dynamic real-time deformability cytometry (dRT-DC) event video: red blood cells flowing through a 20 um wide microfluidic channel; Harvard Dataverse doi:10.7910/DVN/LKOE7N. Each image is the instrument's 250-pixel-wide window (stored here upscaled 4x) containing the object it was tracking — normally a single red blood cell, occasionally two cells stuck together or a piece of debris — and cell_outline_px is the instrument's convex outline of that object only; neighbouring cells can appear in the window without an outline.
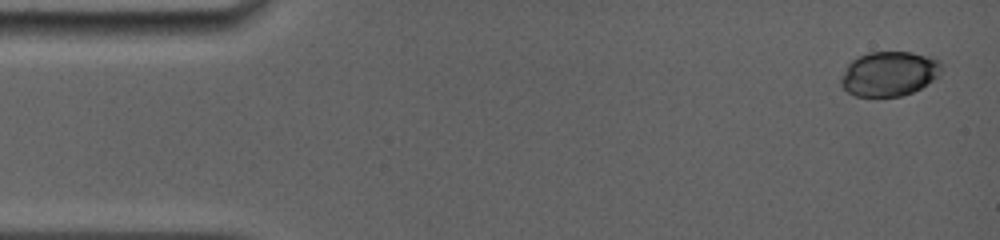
{"species": "common noctule bat (a hibernating species)", "species_latin": "Nyctalus noctula", "temperature_condition": "room temperature", "stored_images_in_passage": 8, "camera_frame_rate_fps": 5000, "um_per_image_px": 0.085, "animal": {"sex": "female", "body_mass_g": 19.0, "forearm_length_mm": 56.7}, "frame": {"image": 1, "passage_image": 1, "time_ms": 0.0, "image_size_px": [1000, 240], "cell_outline_px": [[944, 68], [940, 76], [920, 88], [912, 92], [900, 96], [856, 96], [848, 92], [840, 84], [840, 80], [848, 64], [856, 56], [868, 52], [912, 52], [936, 56], [940, 60]], "centroid_in_image_um": [75.64, 6.24], "position_along_channel_um": 9.4, "area_um2": 26.59}}
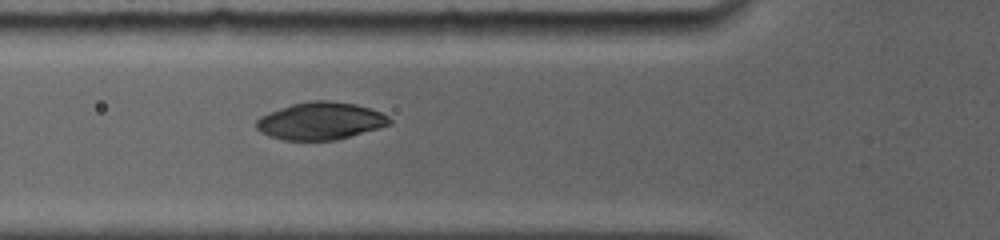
{"frame": {"image": 2, "passage_image": 6, "time_ms": 5.2, "image_size_px": [1000, 240], "cell_outline_px": [[392, 124], [380, 128], [336, 140], [284, 140], [268, 136], [260, 132], [256, 128], [256, 120], [260, 116], [268, 112], [292, 104], [312, 100], [328, 100], [356, 104], [380, 112], [388, 116], [392, 120]], "centroid_in_image_um": [27.24, 10.28], "position_along_channel_um": 98.6, "area_um2": 29.19}}
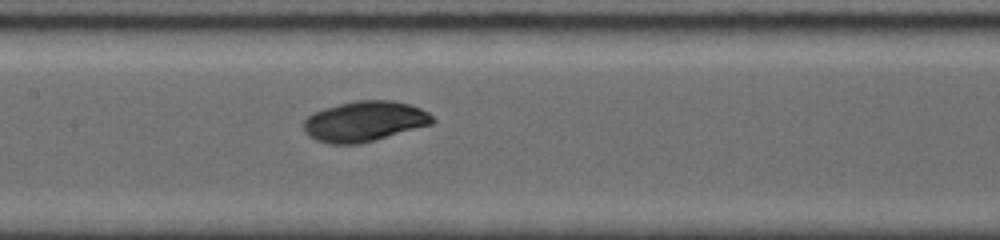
{"frame": {"image": 3, "passage_image": 8, "time_ms": 7.2, "image_size_px": [1000, 240], "cell_outline_px": [[436, 120], [432, 124], [360, 144], [328, 144], [316, 140], [308, 136], [304, 132], [304, 120], [312, 112], [324, 108], [356, 100], [392, 100], [408, 104], [420, 108], [428, 112]], "centroid_in_image_um": [30.96, 10.32], "position_along_channel_um": 176.4, "area_um2": 30.35}}